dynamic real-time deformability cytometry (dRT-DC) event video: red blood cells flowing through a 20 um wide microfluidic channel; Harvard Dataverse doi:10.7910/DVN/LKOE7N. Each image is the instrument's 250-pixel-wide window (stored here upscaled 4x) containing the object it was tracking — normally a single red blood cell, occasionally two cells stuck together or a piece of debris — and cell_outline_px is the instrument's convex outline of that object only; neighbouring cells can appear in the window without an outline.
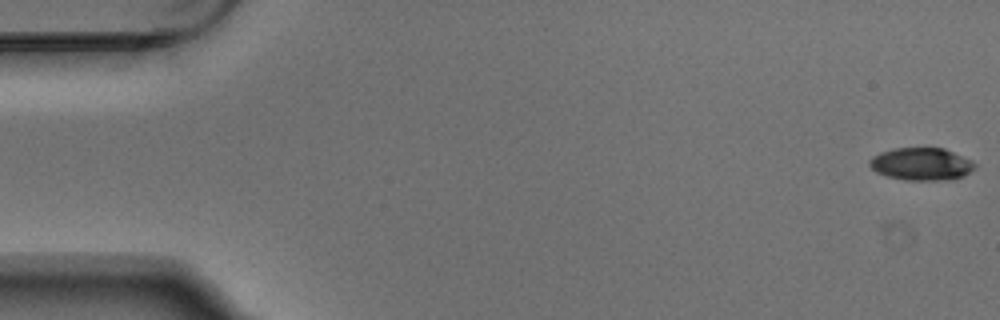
{"species": "Egyptian fruit bat (a non-hibernating species)", "species_latin": "Rousettus aegyptiacus", "temperature_condition": "warm", "stored_images_in_passage": 4, "camera_frame_rate_fps": 3000, "um_per_image_px": 0.085, "animal": {"sex": "male"}, "frame": {"image": 1, "passage_image": 1, "time_ms": 0.0, "image_size_px": [1000, 320], "cell_outline_px": [[976, 168], [964, 176], [952, 180], [908, 180], [888, 176], [876, 172], [868, 164], [868, 160], [872, 156], [880, 152], [892, 148], [944, 148], [972, 160], [976, 164]], "centroid_in_image_um": [78.33, 13.94], "position_along_channel_um": 6.7, "area_um2": 20.17}}